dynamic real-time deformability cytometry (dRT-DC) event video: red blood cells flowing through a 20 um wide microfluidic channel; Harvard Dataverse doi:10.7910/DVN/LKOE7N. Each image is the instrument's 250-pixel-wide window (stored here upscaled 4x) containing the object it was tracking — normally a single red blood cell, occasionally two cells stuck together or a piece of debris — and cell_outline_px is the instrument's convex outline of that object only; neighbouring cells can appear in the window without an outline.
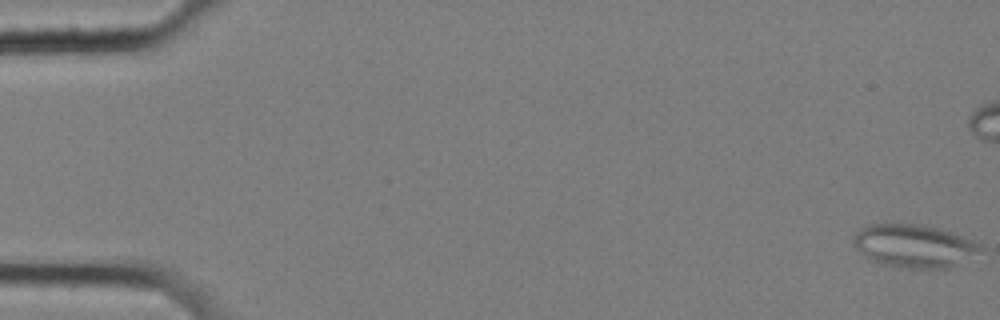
{"species": "common noctule bat (a hibernating species)", "species_latin": "Nyctalus noctula", "temperature_condition": "cold", "stored_images_in_passage": 60, "segment_of_instrument_passage": [1, 2], "camera_frame_rate_fps": 3000, "um_per_image_px": 0.085, "animal": {"sex": "female", "body_mass_g": 25.1}, "frame": {"image": 1, "passage_image": 1, "time_ms": 0.0, "image_size_px": [1000, 320], "cell_outline_px": [[984, 252], [952, 268], [908, 268], [884, 264], [872, 260], [856, 248], [852, 244], [852, 236], [860, 228], [868, 224], [916, 224], [936, 228], [952, 232], [972, 240], [980, 244], [984, 248]], "centroid_in_image_um": [77.74, 20.91], "position_along_channel_um": 7.3, "area_um2": 32.02}}